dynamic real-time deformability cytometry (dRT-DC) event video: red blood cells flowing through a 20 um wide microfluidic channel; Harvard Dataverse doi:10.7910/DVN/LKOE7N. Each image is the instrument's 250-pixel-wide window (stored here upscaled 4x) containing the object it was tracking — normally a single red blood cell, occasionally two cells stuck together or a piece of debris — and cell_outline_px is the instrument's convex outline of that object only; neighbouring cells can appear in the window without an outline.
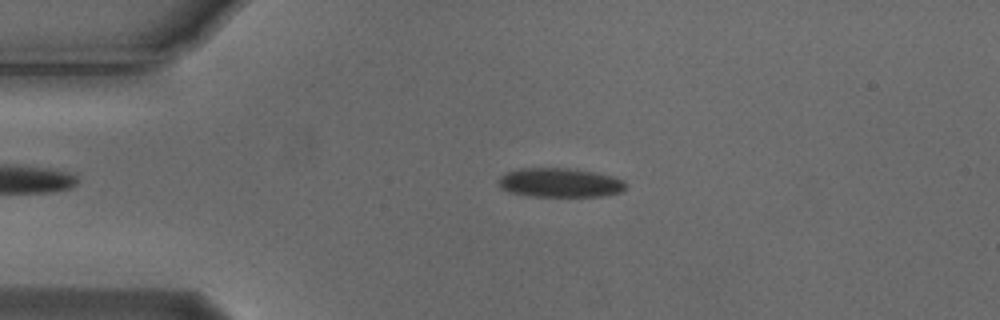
{"species": "Egyptian fruit bat (a non-hibernating species)", "species_latin": "Rousettus aegyptiacus", "temperature_condition": "cold", "stored_images_in_passage": 3, "camera_frame_rate_fps": 3000, "um_per_image_px": 0.085, "animal": {"sex": "male"}, "frame": {"image": 1, "passage_image": 2, "time_ms": 0.333, "image_size_px": [1000, 320], "cell_outline_px": [[624, 188], [620, 192], [604, 196], [532, 196], [512, 192], [500, 188], [496, 180], [500, 176], [508, 172], [520, 168], [576, 168], [612, 176], [624, 180]], "centroid_in_image_um": [47.57, 15.51], "position_along_channel_um": 37.4, "area_um2": 21.62}}